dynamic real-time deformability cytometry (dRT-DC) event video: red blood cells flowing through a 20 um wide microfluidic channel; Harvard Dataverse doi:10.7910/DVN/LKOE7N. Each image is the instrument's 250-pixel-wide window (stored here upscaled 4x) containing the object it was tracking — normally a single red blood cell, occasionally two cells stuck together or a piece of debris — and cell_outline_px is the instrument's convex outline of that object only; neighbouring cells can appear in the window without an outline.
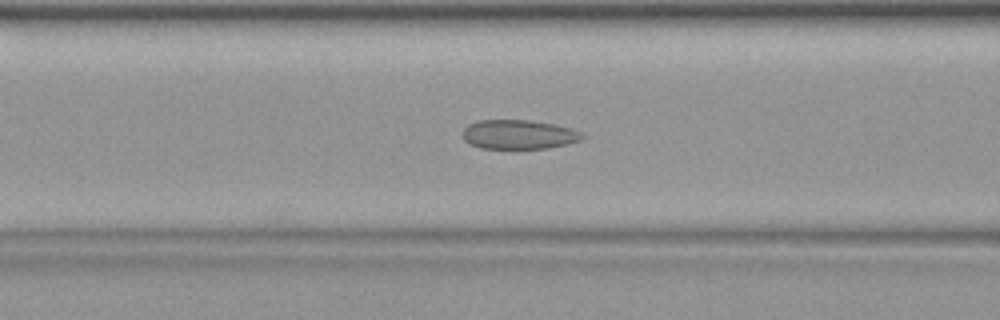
{"species": "common noctule bat (a hibernating species)", "species_latin": "Nyctalus noctula", "temperature_condition": "warm", "stored_images_in_passage": 32, "camera_frame_rate_fps": 3000, "um_per_image_px": 0.085, "animal": {"sex": "female", "body_mass_g": 19.9}, "frame": {"image": 1, "passage_image": 6, "time_ms": 1.667, "image_size_px": [1000, 320], "cell_outline_px": [[584, 136], [580, 140], [548, 148], [516, 152], [512, 152], [480, 148], [468, 144], [464, 140], [464, 128], [468, 124], [480, 120], [528, 120], [556, 124], [572, 128], [580, 132]], "centroid_in_image_um": [44.05, 11.48], "position_along_channel_um": 122.5, "area_um2": 21.33}}
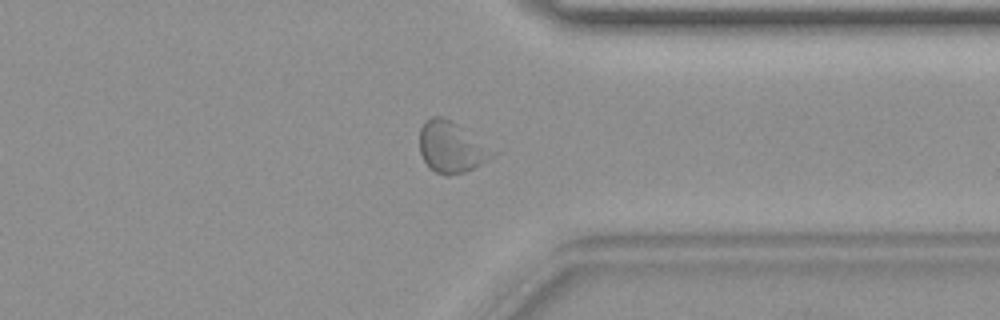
{"frame": {"image": 2, "passage_image": 22, "time_ms": 7.0, "image_size_px": [1000, 320], "cell_outline_px": [[488, 156], [480, 164], [464, 172], [448, 176], [444, 176], [428, 168], [420, 152], [420, 128], [424, 120], [432, 116], [444, 116], [456, 124], [488, 152]], "centroid_in_image_um": [38.14, 12.51], "position_along_channel_um": 373.3, "area_um2": 20.23}}
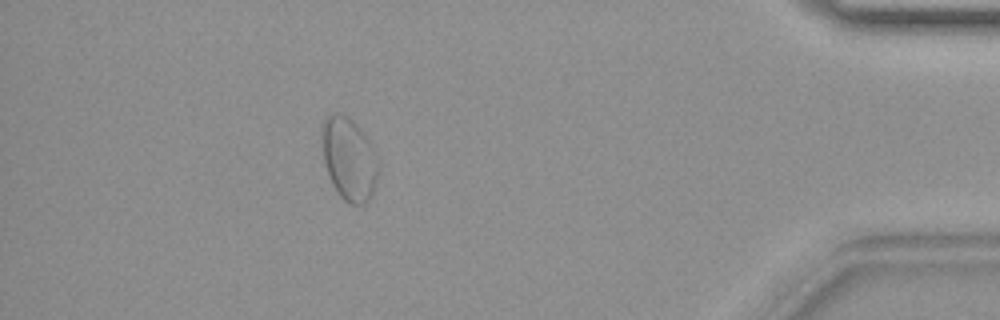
{"frame": {"image": 3, "passage_image": 27, "time_ms": 8.667, "image_size_px": [1000, 320], "cell_outline_px": [[376, 176], [372, 192], [368, 200], [364, 204], [352, 204], [344, 200], [336, 192], [332, 184], [324, 160], [320, 124], [332, 112], [340, 112], [352, 120], [360, 128], [376, 152]], "centroid_in_image_um": [29.62, 13.47], "position_along_channel_um": 405.6, "area_um2": 26.88}}